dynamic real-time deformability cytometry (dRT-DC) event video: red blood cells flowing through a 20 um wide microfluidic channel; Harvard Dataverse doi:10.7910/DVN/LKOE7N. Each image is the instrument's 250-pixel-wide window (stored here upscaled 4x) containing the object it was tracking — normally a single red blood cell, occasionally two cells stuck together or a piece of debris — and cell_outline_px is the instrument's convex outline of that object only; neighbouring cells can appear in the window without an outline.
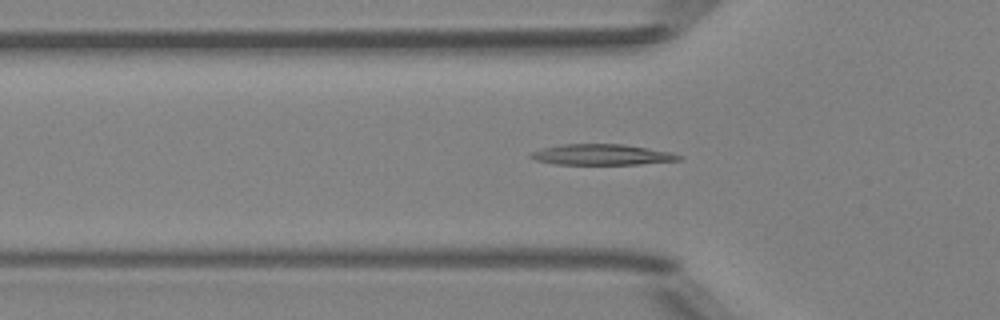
{"species": "Egyptian fruit bat (a non-hibernating species)", "species_latin": "Rousettus aegyptiacus", "temperature_condition": "room temperature", "stored_images_in_passage": 51, "camera_frame_rate_fps": 3000, "um_per_image_px": 0.085, "animal": {"sex": "female"}, "frame": {"image": 1, "passage_image": 17, "time_ms": 5.333, "image_size_px": [1000, 320], "cell_outline_px": [[684, 160], [640, 164], [552, 164], [536, 160], [528, 156], [532, 152], [544, 148], [560, 144], [624, 144], [672, 152], [684, 156]], "centroid_in_image_um": [51.22, 13.14], "position_along_channel_um": 74.6, "area_um2": 18.03}}
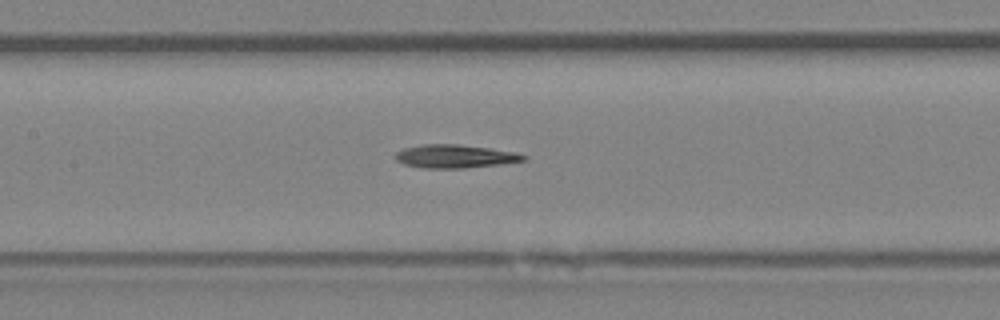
{"frame": {"image": 2, "passage_image": 24, "time_ms": 7.667, "image_size_px": [1000, 320], "cell_outline_px": [[528, 160], [500, 164], [464, 168], [424, 168], [404, 164], [396, 160], [396, 152], [404, 148], [424, 144], [456, 144], [488, 148], [516, 152], [528, 156]], "centroid_in_image_um": [38.7, 13.29], "position_along_channel_um": 168.7, "area_um2": 17.34}}
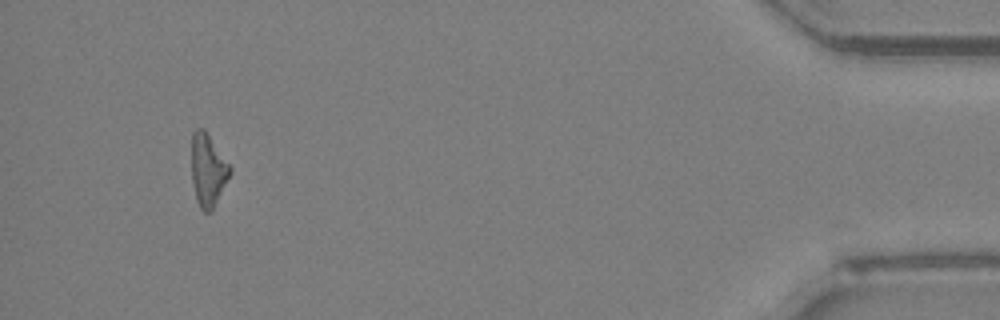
{"frame": {"image": 3, "passage_image": 48, "time_ms": 15.667, "image_size_px": [1000, 320], "cell_outline_px": [[232, 172], [212, 212], [204, 212], [200, 208], [196, 200], [192, 180], [192, 132], [196, 128], [204, 128], [232, 168]], "centroid_in_image_um": [17.68, 14.48], "position_along_channel_um": 417.5, "area_um2": 16.36}, "authors_computed_cell_mechanics": {"area_um2": 17.2244, "velocity_mm_per_s": 4.0371, "shape_relaxation_time_tau1_ms": 4.0386, "shape_relaxation_time_tau2_ms": null, "deformation_change_tau1": 0.1528, "deformation_change_tau2": null}}